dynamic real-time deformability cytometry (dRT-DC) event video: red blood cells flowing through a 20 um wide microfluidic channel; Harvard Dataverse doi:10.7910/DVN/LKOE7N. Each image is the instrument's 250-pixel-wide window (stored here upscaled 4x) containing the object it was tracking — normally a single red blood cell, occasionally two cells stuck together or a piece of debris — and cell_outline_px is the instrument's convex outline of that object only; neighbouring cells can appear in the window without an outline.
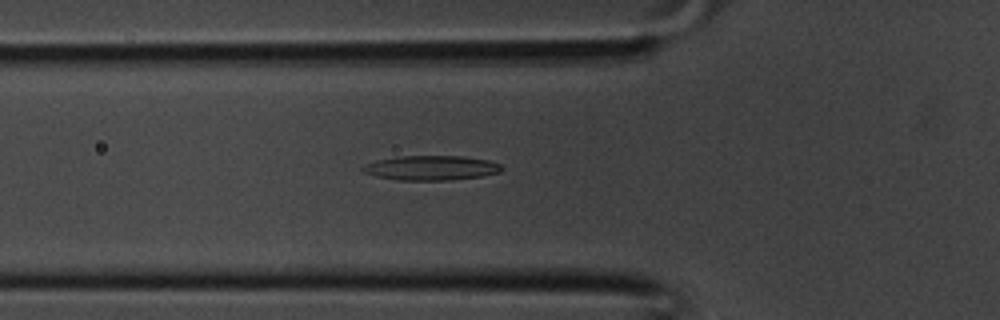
{"species": "common noctule bat (a hibernating species)", "species_latin": "Nyctalus noctula", "temperature_condition": "room temperature", "stored_images_in_passage": 29, "camera_frame_rate_fps": 3000, "um_per_image_px": 0.085, "animal": {"sex": "male", "body_mass_g": 20.1, "forearm_length_mm": 53.5}, "frame": {"image": 1, "passage_image": 5, "time_ms": 1.333, "image_size_px": [1000, 320], "cell_outline_px": [[504, 168], [500, 172], [480, 176], [452, 180], [396, 180], [376, 176], [364, 172], [360, 168], [364, 164], [376, 160], [396, 156], [464, 156], [488, 160], [500, 164]], "centroid_in_image_um": [36.62, 14.26], "position_along_channel_um": 89.2, "area_um2": 20.06}}
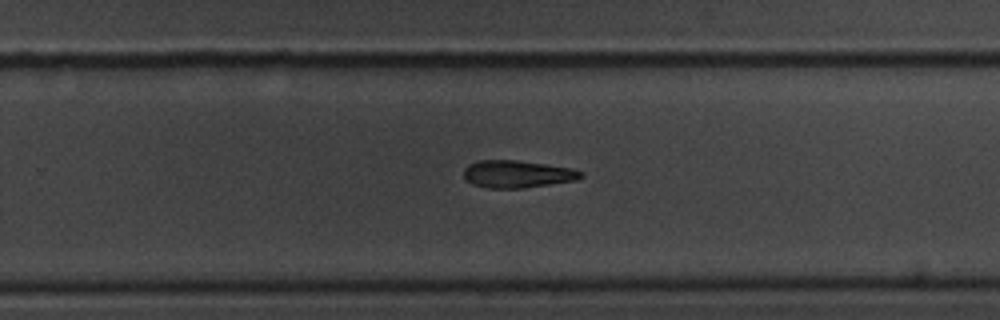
{"frame": {"image": 2, "passage_image": 16, "time_ms": 5.0, "image_size_px": [1000, 320], "cell_outline_px": [[584, 176], [576, 180], [524, 188], [488, 188], [472, 184], [464, 176], [464, 168], [468, 164], [476, 160], [516, 160], [572, 168], [584, 172]], "centroid_in_image_um": [43.97, 14.79], "position_along_channel_um": 285.8, "area_um2": 18.73}}
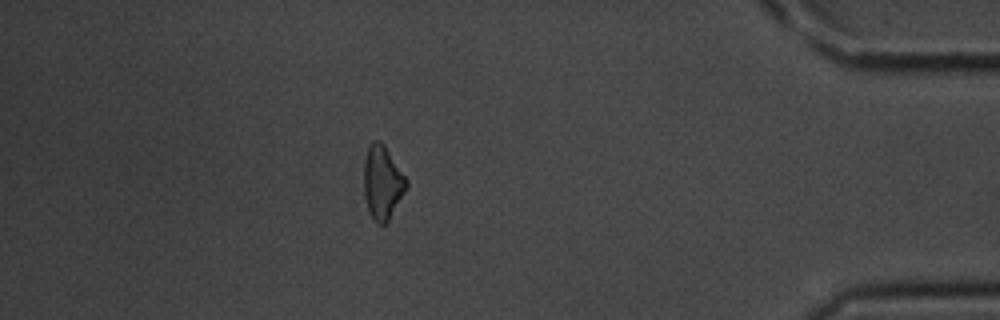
{"frame": {"image": 3, "passage_image": 25, "time_ms": 8.0, "image_size_px": [1000, 320], "cell_outline_px": [[408, 188], [388, 220], [384, 224], [376, 224], [372, 220], [368, 212], [364, 196], [364, 160], [368, 144], [372, 140], [380, 140], [384, 144], [408, 180]], "centroid_in_image_um": [32.5, 15.51], "position_along_channel_um": 402.7, "area_um2": 18.61}}